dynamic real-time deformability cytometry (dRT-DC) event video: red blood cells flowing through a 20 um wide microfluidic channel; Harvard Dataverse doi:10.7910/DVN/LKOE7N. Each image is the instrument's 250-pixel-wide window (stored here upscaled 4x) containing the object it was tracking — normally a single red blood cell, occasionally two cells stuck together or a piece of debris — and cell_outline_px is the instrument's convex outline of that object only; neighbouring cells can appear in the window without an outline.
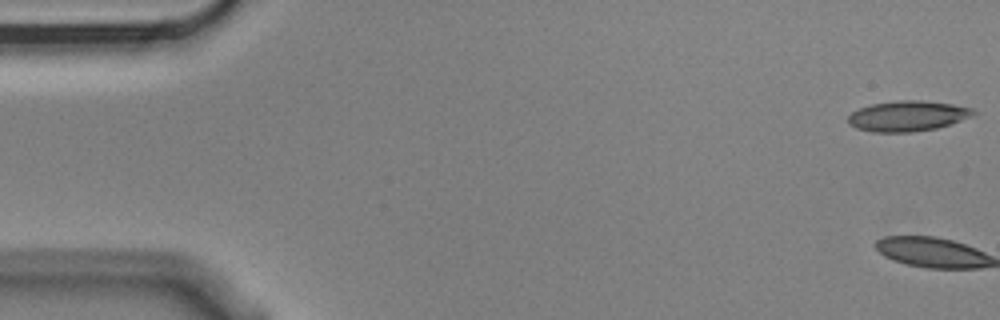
{"species": "Egyptian fruit bat (a non-hibernating species)", "species_latin": "Rousettus aegyptiacus", "temperature_condition": "cold", "stored_images_in_passage": 4, "camera_frame_rate_fps": 3000, "um_per_image_px": 0.085, "animal": {"sex": "male"}, "frame": {"image": 1, "passage_image": 1, "time_ms": 0.0, "image_size_px": [1000, 320], "cell_outline_px": [[976, 112], [972, 116], [936, 128], [912, 132], [872, 132], [856, 128], [848, 124], [848, 116], [852, 112], [860, 108], [872, 104], [896, 100], [920, 100], [952, 104], [972, 108]], "centroid_in_image_um": [77.11, 9.86], "position_along_channel_um": 7.9, "area_um2": 22.08}}